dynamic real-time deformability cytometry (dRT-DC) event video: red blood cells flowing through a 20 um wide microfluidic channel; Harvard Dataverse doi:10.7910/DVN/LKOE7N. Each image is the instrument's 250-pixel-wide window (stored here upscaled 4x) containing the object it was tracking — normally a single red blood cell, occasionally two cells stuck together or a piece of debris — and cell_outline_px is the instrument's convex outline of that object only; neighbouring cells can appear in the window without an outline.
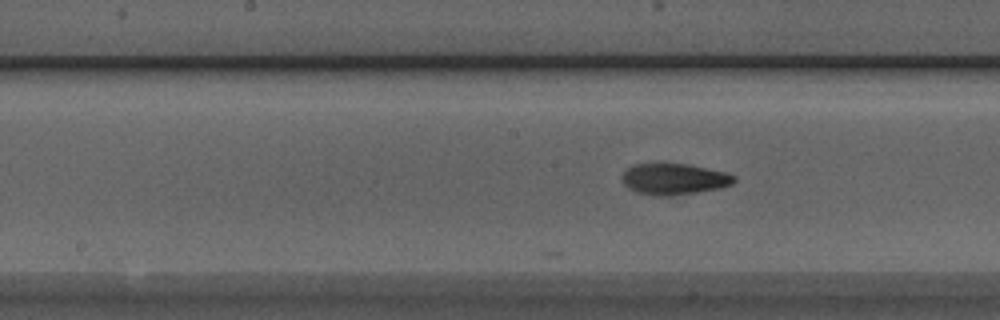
{"species": "Egyptian fruit bat (a non-hibernating species)", "species_latin": "Rousettus aegyptiacus", "temperature_condition": "room temperature", "stored_images_in_passage": 14, "camera_frame_rate_fps": 3000, "um_per_image_px": 0.085, "animal": {"sex": "male"}, "frame": {"image": 1, "passage_image": 14, "time_ms": 4.333, "image_size_px": [1000, 320], "cell_outline_px": [[736, 180], [732, 184], [720, 188], [672, 196], [656, 196], [636, 192], [628, 188], [620, 180], [624, 172], [628, 168], [636, 164], [688, 164], [728, 172], [736, 176]], "centroid_in_image_um": [57.31, 15.23], "position_along_channel_um": 190.9, "area_um2": 20.46}}